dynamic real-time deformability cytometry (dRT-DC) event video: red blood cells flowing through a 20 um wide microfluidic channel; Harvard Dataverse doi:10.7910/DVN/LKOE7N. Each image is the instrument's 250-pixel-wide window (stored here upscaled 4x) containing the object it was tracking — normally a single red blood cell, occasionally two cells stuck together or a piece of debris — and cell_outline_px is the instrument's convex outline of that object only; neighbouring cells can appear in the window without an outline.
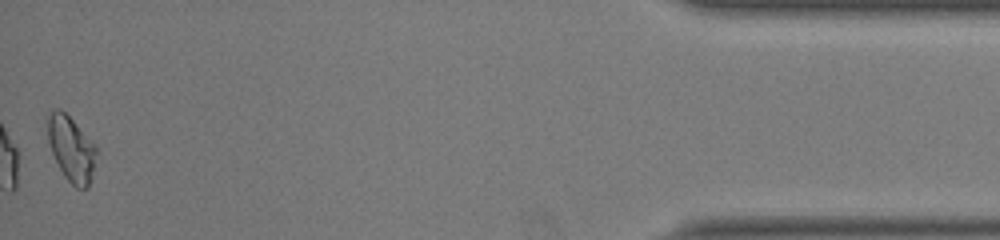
{"species": "common noctule bat (a hibernating species)", "species_latin": "Nyctalus noctula", "temperature_condition": "room temperature", "stored_images_in_passage": 34, "camera_frame_rate_fps": 3000, "um_per_image_px": 0.085, "animal": {"sex": "female", "body_mass_g": 22.0, "forearm_length_mm": 56.7}, "frame": {"image": 1, "passage_image": 34, "time_ms": 11.0, "image_size_px": [1000, 240], "cell_outline_px": [[96, 152], [92, 176], [88, 188], [76, 188], [64, 176], [52, 152], [48, 140], [48, 116], [52, 108], [60, 108], [96, 144]], "centroid_in_image_um": [6.06, 12.64], "position_along_channel_um": 429.1, "area_um2": 18.26}, "authors_computed_cell_mechanics": {"area_um2": 17.2244, "velocity_mm_per_s": 4.0711, "shape_relaxation_time_tau1_ms": 4.0497, "shape_relaxation_time_tau2_ms": 1.7553, "deformation_change_tau1": 0.1464, "deformation_change_tau2": 0.0516}}